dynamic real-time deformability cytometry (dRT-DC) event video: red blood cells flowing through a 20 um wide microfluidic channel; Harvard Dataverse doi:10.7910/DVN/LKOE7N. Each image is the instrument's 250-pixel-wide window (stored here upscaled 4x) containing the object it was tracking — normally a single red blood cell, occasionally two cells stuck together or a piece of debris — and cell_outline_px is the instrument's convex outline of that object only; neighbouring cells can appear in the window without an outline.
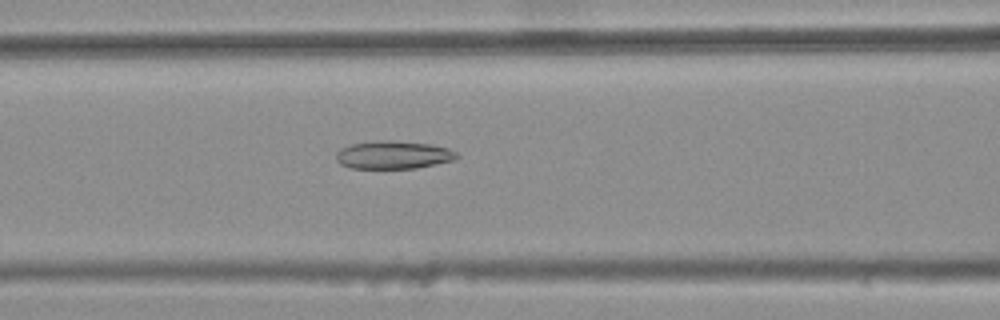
{"species": "common noctule bat (a hibernating species)", "species_latin": "Nyctalus noctula", "temperature_condition": "warm", "stored_images_in_passage": 46, "camera_frame_rate_fps": 3000, "um_per_image_px": 0.085, "animal": {"sex": "female", "body_mass_g": 25.1}, "frame": {"image": 1, "passage_image": 21, "time_ms": 6.667, "image_size_px": [1000, 320], "cell_outline_px": [[460, 156], [452, 160], [416, 168], [348, 168], [340, 164], [336, 160], [336, 152], [340, 148], [352, 144], [380, 140], [388, 140], [432, 144], [448, 148], [456, 152]], "centroid_in_image_um": [33.4, 13.16], "position_along_channel_um": 133.2, "area_um2": 19.65}}
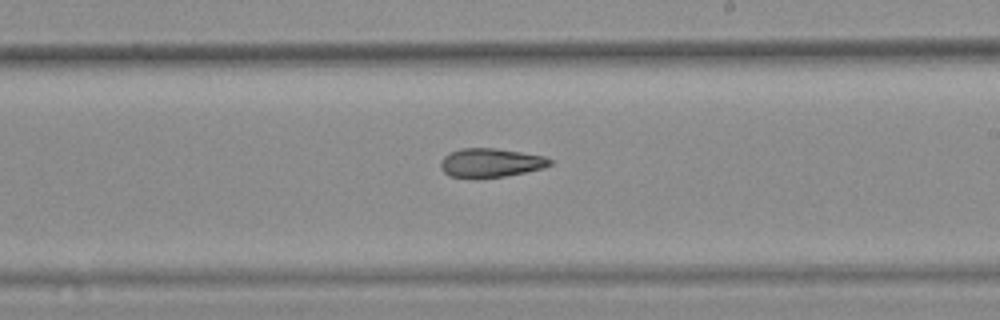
{"frame": {"image": 2, "passage_image": 30, "time_ms": 9.667, "image_size_px": [1000, 320], "cell_outline_px": [[552, 164], [544, 168], [504, 176], [476, 180], [472, 180], [448, 176], [440, 168], [440, 160], [448, 152], [460, 148], [496, 148], [544, 156], [552, 160]], "centroid_in_image_um": [41.63, 13.86], "position_along_channel_um": 247.4, "area_um2": 18.96}}
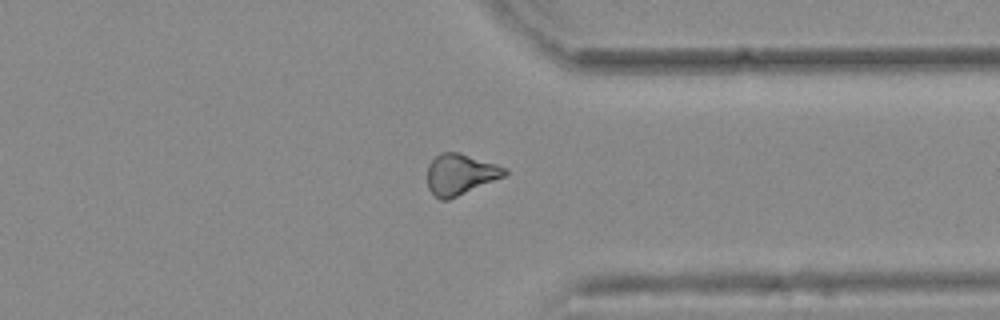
{"frame": {"image": 3, "passage_image": 40, "time_ms": 13.0, "image_size_px": [1000, 320], "cell_outline_px": [[508, 172], [504, 176], [448, 200], [440, 200], [432, 196], [428, 188], [428, 164], [440, 152], [460, 152], [508, 168]], "centroid_in_image_um": [39.1, 14.82], "position_along_channel_um": 372.3, "area_um2": 18.5}, "authors_computed_cell_mechanics": {"area_um2": 19.0162, "velocity_mm_per_s": 3.8136, "shape_relaxation_time_tau1_ms": null, "shape_relaxation_time_tau2_ms": 5.2568, "deformation_change_tau1": null, "deformation_change_tau2": 0.1505}}